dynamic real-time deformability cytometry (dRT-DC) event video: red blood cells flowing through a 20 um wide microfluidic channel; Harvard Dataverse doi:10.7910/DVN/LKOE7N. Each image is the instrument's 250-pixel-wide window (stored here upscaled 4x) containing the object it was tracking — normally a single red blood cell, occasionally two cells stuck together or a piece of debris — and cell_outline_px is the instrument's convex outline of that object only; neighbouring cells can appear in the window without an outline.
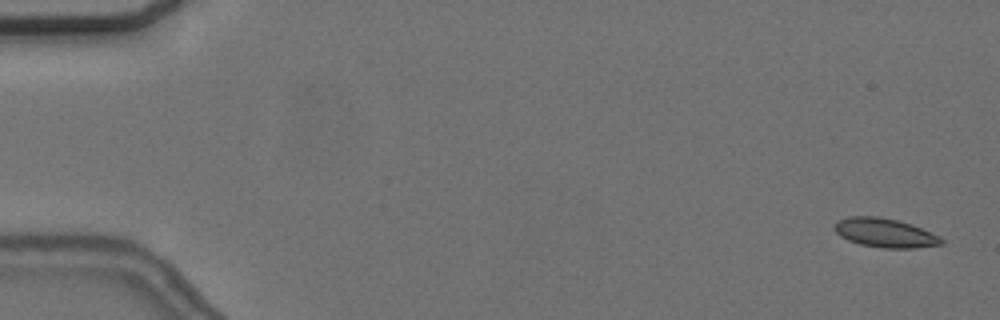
{"species": "common noctule bat (a hibernating species)", "species_latin": "Nyctalus noctula", "temperature_condition": "cold", "stored_images_in_passage": 12, "camera_frame_rate_fps": 3000, "um_per_image_px": 0.085, "animal": {"sex": "female", "body_mass_g": 24.6, "forearm_length_mm": 56.2}, "frame": {"image": 1, "passage_image": 2, "time_ms": 0.333, "image_size_px": [1000, 320], "cell_outline_px": [[944, 244], [916, 248], [880, 248], [860, 244], [848, 240], [840, 236], [832, 228], [840, 220], [848, 216], [876, 216], [896, 220], [912, 224], [940, 236], [944, 240]], "centroid_in_image_um": [75.24, 19.8], "position_along_channel_um": 9.8, "area_um2": 18.15}}